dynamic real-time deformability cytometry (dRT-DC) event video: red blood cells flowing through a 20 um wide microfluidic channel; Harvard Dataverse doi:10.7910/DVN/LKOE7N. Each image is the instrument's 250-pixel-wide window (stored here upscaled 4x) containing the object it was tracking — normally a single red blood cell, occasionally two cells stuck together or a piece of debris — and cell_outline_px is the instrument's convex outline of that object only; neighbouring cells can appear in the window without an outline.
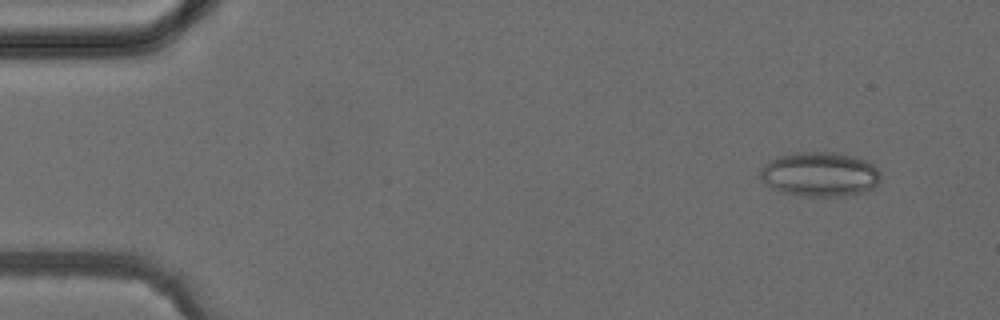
{"species": "common noctule bat (a hibernating species)", "species_latin": "Nyctalus noctula", "temperature_condition": "cold", "stored_images_in_passage": 4, "camera_frame_rate_fps": 3000, "um_per_image_px": 0.085, "animal": {"sex": "female", "body_mass_g": 24.6, "forearm_length_mm": 56.2}, "frame": {"image": 1, "passage_image": 2, "time_ms": 1.0, "image_size_px": [1000, 320], "cell_outline_px": [[880, 180], [872, 188], [860, 192], [844, 196], [804, 196], [780, 192], [760, 180], [760, 168], [764, 164], [776, 156], [800, 152], [836, 152], [856, 156], [868, 160], [880, 172]], "centroid_in_image_um": [69.67, 14.8], "position_along_channel_um": 15.3, "area_um2": 31.44}}